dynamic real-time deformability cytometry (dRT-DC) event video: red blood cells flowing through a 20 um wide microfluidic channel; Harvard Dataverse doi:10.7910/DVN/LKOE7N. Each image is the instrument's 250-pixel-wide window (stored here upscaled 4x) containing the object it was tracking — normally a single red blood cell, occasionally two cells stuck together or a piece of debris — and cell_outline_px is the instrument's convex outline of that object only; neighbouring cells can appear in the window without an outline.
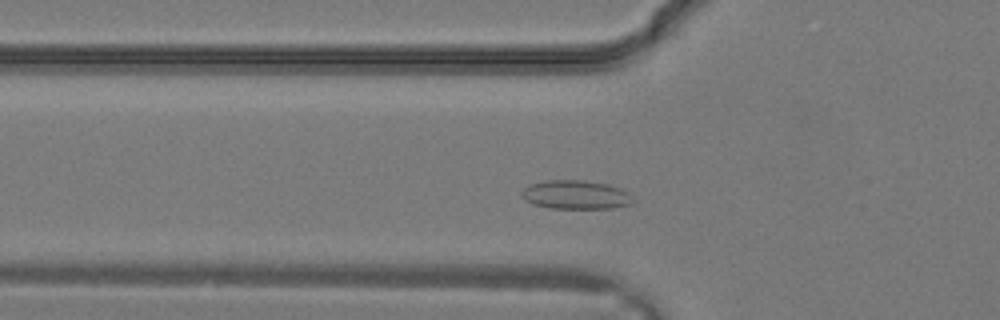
{"species": "common noctule bat (a hibernating species)", "species_latin": "Nyctalus noctula", "temperature_condition": "warm", "stored_images_in_passage": 9, "camera_frame_rate_fps": 3000, "um_per_image_px": 0.085, "animal": {"sex": "male", "body_mass_g": 19.2, "forearm_length_mm": 51.8}, "frame": {"image": 1, "passage_image": 6, "time_ms": 1.667, "image_size_px": [1000, 320], "cell_outline_px": [[632, 204], [612, 208], [552, 208], [532, 204], [524, 200], [520, 196], [520, 192], [524, 188], [532, 184], [544, 180], [584, 180], [608, 184], [632, 192]], "centroid_in_image_um": [48.94, 16.55], "position_along_channel_um": 76.9, "area_um2": 18.9}}
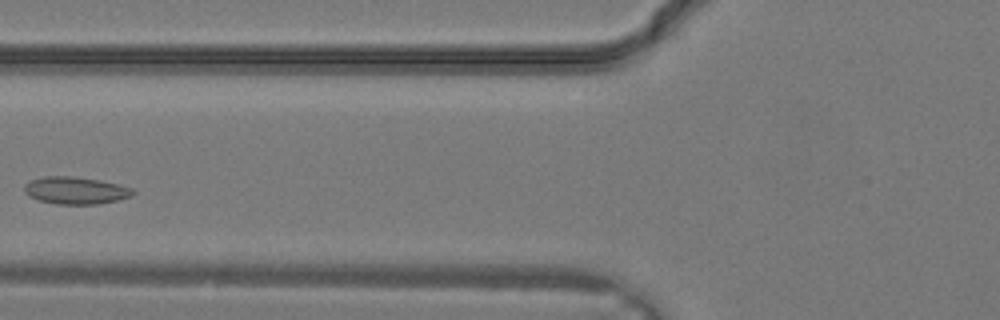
{"frame": {"image": 2, "passage_image": 8, "time_ms": 2.333, "image_size_px": [1000, 320], "cell_outline_px": [[136, 192], [132, 196], [116, 200], [96, 204], [56, 204], [36, 200], [28, 196], [24, 192], [24, 184], [28, 180], [44, 176], [72, 176], [100, 180], [132, 188]], "centroid_in_image_um": [6.36, 16.18], "position_along_channel_um": 119.4, "area_um2": 17.4}}